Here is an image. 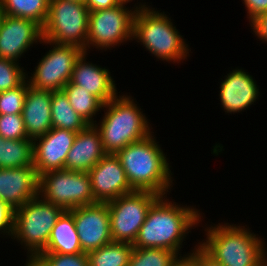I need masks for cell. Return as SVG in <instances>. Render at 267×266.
Wrapping results in <instances>:
<instances>
[{"mask_svg":"<svg viewBox=\"0 0 267 266\" xmlns=\"http://www.w3.org/2000/svg\"><path fill=\"white\" fill-rule=\"evenodd\" d=\"M172 200L167 195L160 196L151 205L133 247L171 250L180 257L189 254L181 255L183 241L192 229L202 225L203 216L195 206H183Z\"/></svg>","mask_w":267,"mask_h":266,"instance_id":"obj_1","label":"cell"},{"mask_svg":"<svg viewBox=\"0 0 267 266\" xmlns=\"http://www.w3.org/2000/svg\"><path fill=\"white\" fill-rule=\"evenodd\" d=\"M156 138L152 132L147 137L128 144L115 155L119 158L133 190L166 196L171 193L174 176L167 153L165 155Z\"/></svg>","mask_w":267,"mask_h":266,"instance_id":"obj_2","label":"cell"},{"mask_svg":"<svg viewBox=\"0 0 267 266\" xmlns=\"http://www.w3.org/2000/svg\"><path fill=\"white\" fill-rule=\"evenodd\" d=\"M209 225H204L206 238L198 245L215 261L222 266L261 265L267 255L264 237L252 232L247 225L228 222Z\"/></svg>","mask_w":267,"mask_h":266,"instance_id":"obj_3","label":"cell"},{"mask_svg":"<svg viewBox=\"0 0 267 266\" xmlns=\"http://www.w3.org/2000/svg\"><path fill=\"white\" fill-rule=\"evenodd\" d=\"M132 98L123 93L103 104L104 116L102 114V118L94 125L100 132L106 154H116L128 144L153 132L150 120L136 104V98Z\"/></svg>","mask_w":267,"mask_h":266,"instance_id":"obj_4","label":"cell"},{"mask_svg":"<svg viewBox=\"0 0 267 266\" xmlns=\"http://www.w3.org/2000/svg\"><path fill=\"white\" fill-rule=\"evenodd\" d=\"M167 13L157 8L137 9L133 21L132 41L143 45L156 59L180 64L190 57L191 48Z\"/></svg>","mask_w":267,"mask_h":266,"instance_id":"obj_5","label":"cell"},{"mask_svg":"<svg viewBox=\"0 0 267 266\" xmlns=\"http://www.w3.org/2000/svg\"><path fill=\"white\" fill-rule=\"evenodd\" d=\"M65 210L37 196L15 209L12 239L27 255H40L47 246L53 227ZM23 246V247H22Z\"/></svg>","mask_w":267,"mask_h":266,"instance_id":"obj_6","label":"cell"},{"mask_svg":"<svg viewBox=\"0 0 267 266\" xmlns=\"http://www.w3.org/2000/svg\"><path fill=\"white\" fill-rule=\"evenodd\" d=\"M136 4L134 7H126L127 4L122 2L113 8L90 12L85 52L90 53L89 49L94 48L98 51L112 50L122 43L131 42L137 9L154 8L143 0Z\"/></svg>","mask_w":267,"mask_h":266,"instance_id":"obj_7","label":"cell"},{"mask_svg":"<svg viewBox=\"0 0 267 266\" xmlns=\"http://www.w3.org/2000/svg\"><path fill=\"white\" fill-rule=\"evenodd\" d=\"M90 11L85 3L50 0L42 37L57 44L75 45L85 52Z\"/></svg>","mask_w":267,"mask_h":266,"instance_id":"obj_8","label":"cell"},{"mask_svg":"<svg viewBox=\"0 0 267 266\" xmlns=\"http://www.w3.org/2000/svg\"><path fill=\"white\" fill-rule=\"evenodd\" d=\"M39 196L65 211L97 203L88 172L52 170L39 175Z\"/></svg>","mask_w":267,"mask_h":266,"instance_id":"obj_9","label":"cell"},{"mask_svg":"<svg viewBox=\"0 0 267 266\" xmlns=\"http://www.w3.org/2000/svg\"><path fill=\"white\" fill-rule=\"evenodd\" d=\"M42 43L50 45L52 49L38 60L32 73L26 72V80L30 87L37 90L60 91L70 82L75 62L84 50L75 45L57 44L45 39H42Z\"/></svg>","mask_w":267,"mask_h":266,"instance_id":"obj_10","label":"cell"},{"mask_svg":"<svg viewBox=\"0 0 267 266\" xmlns=\"http://www.w3.org/2000/svg\"><path fill=\"white\" fill-rule=\"evenodd\" d=\"M159 197L153 192L134 190L107 202L113 241L133 244L149 208Z\"/></svg>","mask_w":267,"mask_h":266,"instance_id":"obj_11","label":"cell"},{"mask_svg":"<svg viewBox=\"0 0 267 266\" xmlns=\"http://www.w3.org/2000/svg\"><path fill=\"white\" fill-rule=\"evenodd\" d=\"M73 214L83 253L96 250L113 241L107 203H94L69 210Z\"/></svg>","mask_w":267,"mask_h":266,"instance_id":"obj_12","label":"cell"},{"mask_svg":"<svg viewBox=\"0 0 267 266\" xmlns=\"http://www.w3.org/2000/svg\"><path fill=\"white\" fill-rule=\"evenodd\" d=\"M42 39V27L35 21L5 15L0 28V58L19 63L24 53L41 44Z\"/></svg>","mask_w":267,"mask_h":266,"instance_id":"obj_13","label":"cell"},{"mask_svg":"<svg viewBox=\"0 0 267 266\" xmlns=\"http://www.w3.org/2000/svg\"><path fill=\"white\" fill-rule=\"evenodd\" d=\"M91 191L96 202L107 203L133 192L119 158L106 154L90 171Z\"/></svg>","mask_w":267,"mask_h":266,"instance_id":"obj_14","label":"cell"},{"mask_svg":"<svg viewBox=\"0 0 267 266\" xmlns=\"http://www.w3.org/2000/svg\"><path fill=\"white\" fill-rule=\"evenodd\" d=\"M76 135V132L70 130L52 128L33 140V166L38 175L65 169V159Z\"/></svg>","mask_w":267,"mask_h":266,"instance_id":"obj_15","label":"cell"},{"mask_svg":"<svg viewBox=\"0 0 267 266\" xmlns=\"http://www.w3.org/2000/svg\"><path fill=\"white\" fill-rule=\"evenodd\" d=\"M223 78L219 86V99L226 114L242 113L260 99V87L253 76L242 67L232 69Z\"/></svg>","mask_w":267,"mask_h":266,"instance_id":"obj_16","label":"cell"},{"mask_svg":"<svg viewBox=\"0 0 267 266\" xmlns=\"http://www.w3.org/2000/svg\"><path fill=\"white\" fill-rule=\"evenodd\" d=\"M39 196V175L34 166L0 168V200L14 210Z\"/></svg>","mask_w":267,"mask_h":266,"instance_id":"obj_17","label":"cell"},{"mask_svg":"<svg viewBox=\"0 0 267 266\" xmlns=\"http://www.w3.org/2000/svg\"><path fill=\"white\" fill-rule=\"evenodd\" d=\"M87 52L76 60L70 82L81 86L97 97L103 104L119 95L109 68L86 61Z\"/></svg>","mask_w":267,"mask_h":266,"instance_id":"obj_18","label":"cell"},{"mask_svg":"<svg viewBox=\"0 0 267 266\" xmlns=\"http://www.w3.org/2000/svg\"><path fill=\"white\" fill-rule=\"evenodd\" d=\"M105 155L99 130L95 125H88L84 130L77 132L73 146L65 159V170L88 172Z\"/></svg>","mask_w":267,"mask_h":266,"instance_id":"obj_19","label":"cell"},{"mask_svg":"<svg viewBox=\"0 0 267 266\" xmlns=\"http://www.w3.org/2000/svg\"><path fill=\"white\" fill-rule=\"evenodd\" d=\"M52 91L27 88L22 117L27 137L34 140L45 135L53 127L51 124Z\"/></svg>","mask_w":267,"mask_h":266,"instance_id":"obj_20","label":"cell"},{"mask_svg":"<svg viewBox=\"0 0 267 266\" xmlns=\"http://www.w3.org/2000/svg\"><path fill=\"white\" fill-rule=\"evenodd\" d=\"M42 253L79 254L83 253L76 231L73 214L66 210L52 229L46 249Z\"/></svg>","mask_w":267,"mask_h":266,"instance_id":"obj_21","label":"cell"},{"mask_svg":"<svg viewBox=\"0 0 267 266\" xmlns=\"http://www.w3.org/2000/svg\"><path fill=\"white\" fill-rule=\"evenodd\" d=\"M51 111V124L53 128L70 130L77 133L89 125L72 108L66 94L62 90L52 92Z\"/></svg>","mask_w":267,"mask_h":266,"instance_id":"obj_22","label":"cell"},{"mask_svg":"<svg viewBox=\"0 0 267 266\" xmlns=\"http://www.w3.org/2000/svg\"><path fill=\"white\" fill-rule=\"evenodd\" d=\"M28 166H33V140H10L0 136V168Z\"/></svg>","mask_w":267,"mask_h":266,"instance_id":"obj_23","label":"cell"},{"mask_svg":"<svg viewBox=\"0 0 267 266\" xmlns=\"http://www.w3.org/2000/svg\"><path fill=\"white\" fill-rule=\"evenodd\" d=\"M62 91L66 94L72 108L84 121L89 125H94L97 122L94 119L101 113L103 107V103L97 97L71 82H68Z\"/></svg>","mask_w":267,"mask_h":266,"instance_id":"obj_24","label":"cell"},{"mask_svg":"<svg viewBox=\"0 0 267 266\" xmlns=\"http://www.w3.org/2000/svg\"><path fill=\"white\" fill-rule=\"evenodd\" d=\"M133 246L126 242L106 244L87 253L89 266H128Z\"/></svg>","mask_w":267,"mask_h":266,"instance_id":"obj_25","label":"cell"},{"mask_svg":"<svg viewBox=\"0 0 267 266\" xmlns=\"http://www.w3.org/2000/svg\"><path fill=\"white\" fill-rule=\"evenodd\" d=\"M50 0H0L5 15L27 18L41 27L48 17Z\"/></svg>","mask_w":267,"mask_h":266,"instance_id":"obj_26","label":"cell"},{"mask_svg":"<svg viewBox=\"0 0 267 266\" xmlns=\"http://www.w3.org/2000/svg\"><path fill=\"white\" fill-rule=\"evenodd\" d=\"M179 257L171 250L134 247L128 266H173Z\"/></svg>","mask_w":267,"mask_h":266,"instance_id":"obj_27","label":"cell"},{"mask_svg":"<svg viewBox=\"0 0 267 266\" xmlns=\"http://www.w3.org/2000/svg\"><path fill=\"white\" fill-rule=\"evenodd\" d=\"M28 87L25 79L18 87L0 92V115L22 114Z\"/></svg>","mask_w":267,"mask_h":266,"instance_id":"obj_28","label":"cell"},{"mask_svg":"<svg viewBox=\"0 0 267 266\" xmlns=\"http://www.w3.org/2000/svg\"><path fill=\"white\" fill-rule=\"evenodd\" d=\"M21 63L0 58V92L18 87L26 79Z\"/></svg>","mask_w":267,"mask_h":266,"instance_id":"obj_29","label":"cell"},{"mask_svg":"<svg viewBox=\"0 0 267 266\" xmlns=\"http://www.w3.org/2000/svg\"><path fill=\"white\" fill-rule=\"evenodd\" d=\"M0 136L10 140L28 138L22 114L0 115Z\"/></svg>","mask_w":267,"mask_h":266,"instance_id":"obj_30","label":"cell"},{"mask_svg":"<svg viewBox=\"0 0 267 266\" xmlns=\"http://www.w3.org/2000/svg\"><path fill=\"white\" fill-rule=\"evenodd\" d=\"M51 266H89L87 253L79 254H60V253H41Z\"/></svg>","mask_w":267,"mask_h":266,"instance_id":"obj_31","label":"cell"},{"mask_svg":"<svg viewBox=\"0 0 267 266\" xmlns=\"http://www.w3.org/2000/svg\"><path fill=\"white\" fill-rule=\"evenodd\" d=\"M15 210L0 200V237L12 239L14 232ZM3 235V236H2Z\"/></svg>","mask_w":267,"mask_h":266,"instance_id":"obj_32","label":"cell"},{"mask_svg":"<svg viewBox=\"0 0 267 266\" xmlns=\"http://www.w3.org/2000/svg\"><path fill=\"white\" fill-rule=\"evenodd\" d=\"M196 266H222L220 263L215 261L210 255H208L198 243L187 255Z\"/></svg>","mask_w":267,"mask_h":266,"instance_id":"obj_33","label":"cell"},{"mask_svg":"<svg viewBox=\"0 0 267 266\" xmlns=\"http://www.w3.org/2000/svg\"><path fill=\"white\" fill-rule=\"evenodd\" d=\"M242 2L246 7L249 23L257 16L267 12V0H242Z\"/></svg>","mask_w":267,"mask_h":266,"instance_id":"obj_34","label":"cell"},{"mask_svg":"<svg viewBox=\"0 0 267 266\" xmlns=\"http://www.w3.org/2000/svg\"><path fill=\"white\" fill-rule=\"evenodd\" d=\"M251 31L257 36V39L267 43V12L257 16L250 23Z\"/></svg>","mask_w":267,"mask_h":266,"instance_id":"obj_35","label":"cell"},{"mask_svg":"<svg viewBox=\"0 0 267 266\" xmlns=\"http://www.w3.org/2000/svg\"><path fill=\"white\" fill-rule=\"evenodd\" d=\"M122 3V0H85V5L90 12L113 8Z\"/></svg>","mask_w":267,"mask_h":266,"instance_id":"obj_36","label":"cell"},{"mask_svg":"<svg viewBox=\"0 0 267 266\" xmlns=\"http://www.w3.org/2000/svg\"><path fill=\"white\" fill-rule=\"evenodd\" d=\"M24 266H51L42 255H26Z\"/></svg>","mask_w":267,"mask_h":266,"instance_id":"obj_37","label":"cell"},{"mask_svg":"<svg viewBox=\"0 0 267 266\" xmlns=\"http://www.w3.org/2000/svg\"><path fill=\"white\" fill-rule=\"evenodd\" d=\"M173 266H196L194 262L188 257H179V259L173 264Z\"/></svg>","mask_w":267,"mask_h":266,"instance_id":"obj_38","label":"cell"},{"mask_svg":"<svg viewBox=\"0 0 267 266\" xmlns=\"http://www.w3.org/2000/svg\"><path fill=\"white\" fill-rule=\"evenodd\" d=\"M4 17H5V12L2 8V5L0 4V28H1L2 22L4 20Z\"/></svg>","mask_w":267,"mask_h":266,"instance_id":"obj_39","label":"cell"},{"mask_svg":"<svg viewBox=\"0 0 267 266\" xmlns=\"http://www.w3.org/2000/svg\"><path fill=\"white\" fill-rule=\"evenodd\" d=\"M260 266H267V255L264 257Z\"/></svg>","mask_w":267,"mask_h":266,"instance_id":"obj_40","label":"cell"},{"mask_svg":"<svg viewBox=\"0 0 267 266\" xmlns=\"http://www.w3.org/2000/svg\"><path fill=\"white\" fill-rule=\"evenodd\" d=\"M69 1H76V2H80V3H85V0H69Z\"/></svg>","mask_w":267,"mask_h":266,"instance_id":"obj_41","label":"cell"},{"mask_svg":"<svg viewBox=\"0 0 267 266\" xmlns=\"http://www.w3.org/2000/svg\"><path fill=\"white\" fill-rule=\"evenodd\" d=\"M133 0H122V2H124V3H126V4H128V3H130V2H132Z\"/></svg>","mask_w":267,"mask_h":266,"instance_id":"obj_42","label":"cell"}]
</instances>
